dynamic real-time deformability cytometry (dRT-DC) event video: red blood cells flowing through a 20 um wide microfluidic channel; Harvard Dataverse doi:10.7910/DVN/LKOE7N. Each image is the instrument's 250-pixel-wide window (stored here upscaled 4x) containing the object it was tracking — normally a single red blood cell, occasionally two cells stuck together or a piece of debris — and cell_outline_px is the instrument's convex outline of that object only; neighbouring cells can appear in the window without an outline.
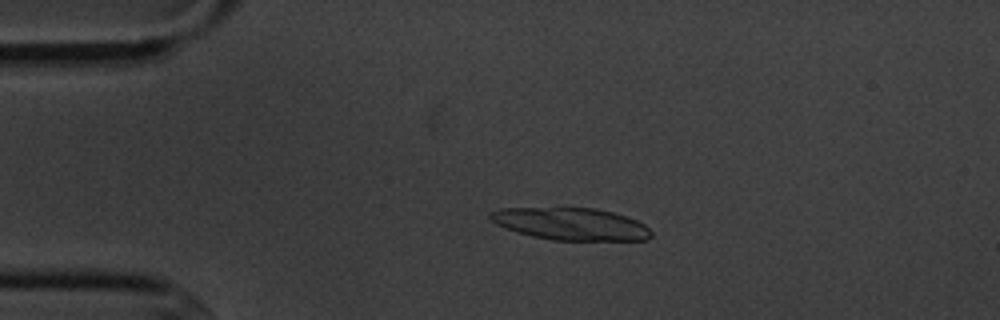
{"species": "common noctule bat (a hibernating species)", "species_latin": "Nyctalus noctula", "temperature_condition": "cold", "stored_images_in_passage": 4, "camera_frame_rate_fps": 3000, "um_per_image_px": 0.085, "animal": {"sex": "male", "body_mass_g": 20.1, "forearm_length_mm": 53.5}, "frame": {"image": 1, "passage_image": 3, "time_ms": 3.333, "image_size_px": [1000, 320], "cell_outline_px": [[652, 236], [648, 240], [552, 240], [532, 236], [516, 232], [504, 228], [496, 224], [488, 216], [488, 212], [500, 208], [596, 208], [612, 212], [636, 220], [644, 224], [652, 232]], "centroid_in_image_um": [48.5, 19.04], "position_along_channel_um": 36.5, "area_um2": 30.29}}